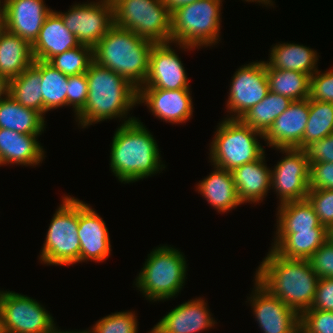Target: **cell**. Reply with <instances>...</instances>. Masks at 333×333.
I'll use <instances>...</instances> for the list:
<instances>
[{"label":"cell","instance_id":"cell-1","mask_svg":"<svg viewBox=\"0 0 333 333\" xmlns=\"http://www.w3.org/2000/svg\"><path fill=\"white\" fill-rule=\"evenodd\" d=\"M111 143L110 169L121 183H134L165 169L158 143L139 120L120 124Z\"/></svg>","mask_w":333,"mask_h":333},{"label":"cell","instance_id":"cell-2","mask_svg":"<svg viewBox=\"0 0 333 333\" xmlns=\"http://www.w3.org/2000/svg\"><path fill=\"white\" fill-rule=\"evenodd\" d=\"M86 76L88 97L84 109L75 117L78 127L86 128L107 119L123 118V123L137 119L127 117L138 104V89L131 83L95 61L90 64Z\"/></svg>","mask_w":333,"mask_h":333},{"label":"cell","instance_id":"cell-3","mask_svg":"<svg viewBox=\"0 0 333 333\" xmlns=\"http://www.w3.org/2000/svg\"><path fill=\"white\" fill-rule=\"evenodd\" d=\"M254 276L273 296L299 315L311 308L318 276L309 260L286 259L270 248Z\"/></svg>","mask_w":333,"mask_h":333},{"label":"cell","instance_id":"cell-4","mask_svg":"<svg viewBox=\"0 0 333 333\" xmlns=\"http://www.w3.org/2000/svg\"><path fill=\"white\" fill-rule=\"evenodd\" d=\"M154 44L130 30L113 25L93 48V58L98 65L118 73L139 89L147 78Z\"/></svg>","mask_w":333,"mask_h":333},{"label":"cell","instance_id":"cell-5","mask_svg":"<svg viewBox=\"0 0 333 333\" xmlns=\"http://www.w3.org/2000/svg\"><path fill=\"white\" fill-rule=\"evenodd\" d=\"M222 2L198 0L172 10L171 42L184 51L217 45L221 33Z\"/></svg>","mask_w":333,"mask_h":333},{"label":"cell","instance_id":"cell-6","mask_svg":"<svg viewBox=\"0 0 333 333\" xmlns=\"http://www.w3.org/2000/svg\"><path fill=\"white\" fill-rule=\"evenodd\" d=\"M135 286L148 301H166L181 292L187 279V261L179 249L161 245L145 259Z\"/></svg>","mask_w":333,"mask_h":333},{"label":"cell","instance_id":"cell-7","mask_svg":"<svg viewBox=\"0 0 333 333\" xmlns=\"http://www.w3.org/2000/svg\"><path fill=\"white\" fill-rule=\"evenodd\" d=\"M214 133L209 146V162L215 167L233 171L258 160L265 153L258 140V137L264 139V134L251 129L240 119L224 118Z\"/></svg>","mask_w":333,"mask_h":333},{"label":"cell","instance_id":"cell-8","mask_svg":"<svg viewBox=\"0 0 333 333\" xmlns=\"http://www.w3.org/2000/svg\"><path fill=\"white\" fill-rule=\"evenodd\" d=\"M64 196L51 219L40 251V262L46 265L70 266L80 263L79 199Z\"/></svg>","mask_w":333,"mask_h":333},{"label":"cell","instance_id":"cell-9","mask_svg":"<svg viewBox=\"0 0 333 333\" xmlns=\"http://www.w3.org/2000/svg\"><path fill=\"white\" fill-rule=\"evenodd\" d=\"M114 25L157 43L171 42V11L163 0H112Z\"/></svg>","mask_w":333,"mask_h":333},{"label":"cell","instance_id":"cell-10","mask_svg":"<svg viewBox=\"0 0 333 333\" xmlns=\"http://www.w3.org/2000/svg\"><path fill=\"white\" fill-rule=\"evenodd\" d=\"M0 323L2 333H49L56 323L36 299L0 290Z\"/></svg>","mask_w":333,"mask_h":333},{"label":"cell","instance_id":"cell-11","mask_svg":"<svg viewBox=\"0 0 333 333\" xmlns=\"http://www.w3.org/2000/svg\"><path fill=\"white\" fill-rule=\"evenodd\" d=\"M71 6L67 12H56L80 44L94 48L114 25L112 0L88 1Z\"/></svg>","mask_w":333,"mask_h":333},{"label":"cell","instance_id":"cell-12","mask_svg":"<svg viewBox=\"0 0 333 333\" xmlns=\"http://www.w3.org/2000/svg\"><path fill=\"white\" fill-rule=\"evenodd\" d=\"M275 150L285 153V157L271 169V188L277 193L278 205L306 199L310 172L306 152L298 148H275Z\"/></svg>","mask_w":333,"mask_h":333},{"label":"cell","instance_id":"cell-13","mask_svg":"<svg viewBox=\"0 0 333 333\" xmlns=\"http://www.w3.org/2000/svg\"><path fill=\"white\" fill-rule=\"evenodd\" d=\"M230 82L226 103L228 119H240L269 92L265 61L244 64L236 70Z\"/></svg>","mask_w":333,"mask_h":333},{"label":"cell","instance_id":"cell-14","mask_svg":"<svg viewBox=\"0 0 333 333\" xmlns=\"http://www.w3.org/2000/svg\"><path fill=\"white\" fill-rule=\"evenodd\" d=\"M248 299L263 333H299L300 315L273 296L256 279Z\"/></svg>","mask_w":333,"mask_h":333},{"label":"cell","instance_id":"cell-15","mask_svg":"<svg viewBox=\"0 0 333 333\" xmlns=\"http://www.w3.org/2000/svg\"><path fill=\"white\" fill-rule=\"evenodd\" d=\"M171 44H154L149 57L148 75L139 89H190L185 67Z\"/></svg>","mask_w":333,"mask_h":333},{"label":"cell","instance_id":"cell-16","mask_svg":"<svg viewBox=\"0 0 333 333\" xmlns=\"http://www.w3.org/2000/svg\"><path fill=\"white\" fill-rule=\"evenodd\" d=\"M51 11L44 0H4L2 26L32 45Z\"/></svg>","mask_w":333,"mask_h":333},{"label":"cell","instance_id":"cell-17","mask_svg":"<svg viewBox=\"0 0 333 333\" xmlns=\"http://www.w3.org/2000/svg\"><path fill=\"white\" fill-rule=\"evenodd\" d=\"M190 89H138V104L144 103L154 117L171 124L185 123L193 116Z\"/></svg>","mask_w":333,"mask_h":333},{"label":"cell","instance_id":"cell-18","mask_svg":"<svg viewBox=\"0 0 333 333\" xmlns=\"http://www.w3.org/2000/svg\"><path fill=\"white\" fill-rule=\"evenodd\" d=\"M80 262H103L111 255L109 231L94 208L79 200Z\"/></svg>","mask_w":333,"mask_h":333},{"label":"cell","instance_id":"cell-19","mask_svg":"<svg viewBox=\"0 0 333 333\" xmlns=\"http://www.w3.org/2000/svg\"><path fill=\"white\" fill-rule=\"evenodd\" d=\"M205 299L189 300L171 309L148 333H199L217 324Z\"/></svg>","mask_w":333,"mask_h":333},{"label":"cell","instance_id":"cell-20","mask_svg":"<svg viewBox=\"0 0 333 333\" xmlns=\"http://www.w3.org/2000/svg\"><path fill=\"white\" fill-rule=\"evenodd\" d=\"M309 117V98L293 101L264 134L268 147L297 148L302 140Z\"/></svg>","mask_w":333,"mask_h":333},{"label":"cell","instance_id":"cell-21","mask_svg":"<svg viewBox=\"0 0 333 333\" xmlns=\"http://www.w3.org/2000/svg\"><path fill=\"white\" fill-rule=\"evenodd\" d=\"M79 45L76 36L67 29L61 16L52 10L32 44L33 57L34 60L48 62L52 57Z\"/></svg>","mask_w":333,"mask_h":333},{"label":"cell","instance_id":"cell-22","mask_svg":"<svg viewBox=\"0 0 333 333\" xmlns=\"http://www.w3.org/2000/svg\"><path fill=\"white\" fill-rule=\"evenodd\" d=\"M41 134H21L0 128V157L3 165L36 166L45 159L38 141Z\"/></svg>","mask_w":333,"mask_h":333},{"label":"cell","instance_id":"cell-23","mask_svg":"<svg viewBox=\"0 0 333 333\" xmlns=\"http://www.w3.org/2000/svg\"><path fill=\"white\" fill-rule=\"evenodd\" d=\"M265 155L231 171L242 204H259L271 190V168L265 163Z\"/></svg>","mask_w":333,"mask_h":333},{"label":"cell","instance_id":"cell-24","mask_svg":"<svg viewBox=\"0 0 333 333\" xmlns=\"http://www.w3.org/2000/svg\"><path fill=\"white\" fill-rule=\"evenodd\" d=\"M213 171L196 184V190L219 213L241 205L231 171L213 166Z\"/></svg>","mask_w":333,"mask_h":333},{"label":"cell","instance_id":"cell-25","mask_svg":"<svg viewBox=\"0 0 333 333\" xmlns=\"http://www.w3.org/2000/svg\"><path fill=\"white\" fill-rule=\"evenodd\" d=\"M327 228L298 233H275L271 249L286 259L308 260L327 240Z\"/></svg>","mask_w":333,"mask_h":333},{"label":"cell","instance_id":"cell-26","mask_svg":"<svg viewBox=\"0 0 333 333\" xmlns=\"http://www.w3.org/2000/svg\"><path fill=\"white\" fill-rule=\"evenodd\" d=\"M275 45V46H274ZM270 48L266 68L299 71L312 76L318 69V53L303 44L279 43Z\"/></svg>","mask_w":333,"mask_h":333},{"label":"cell","instance_id":"cell-27","mask_svg":"<svg viewBox=\"0 0 333 333\" xmlns=\"http://www.w3.org/2000/svg\"><path fill=\"white\" fill-rule=\"evenodd\" d=\"M33 63L32 45L2 27L0 30V75L10 81Z\"/></svg>","mask_w":333,"mask_h":333},{"label":"cell","instance_id":"cell-28","mask_svg":"<svg viewBox=\"0 0 333 333\" xmlns=\"http://www.w3.org/2000/svg\"><path fill=\"white\" fill-rule=\"evenodd\" d=\"M45 118L37 111L26 108L8 96L0 101V128L21 134H42Z\"/></svg>","mask_w":333,"mask_h":333},{"label":"cell","instance_id":"cell-29","mask_svg":"<svg viewBox=\"0 0 333 333\" xmlns=\"http://www.w3.org/2000/svg\"><path fill=\"white\" fill-rule=\"evenodd\" d=\"M276 233H298L326 228L321 225L313 206L307 199L290 201L278 205Z\"/></svg>","mask_w":333,"mask_h":333},{"label":"cell","instance_id":"cell-30","mask_svg":"<svg viewBox=\"0 0 333 333\" xmlns=\"http://www.w3.org/2000/svg\"><path fill=\"white\" fill-rule=\"evenodd\" d=\"M41 81V60H34L19 76L10 80L9 96L42 115Z\"/></svg>","mask_w":333,"mask_h":333},{"label":"cell","instance_id":"cell-31","mask_svg":"<svg viewBox=\"0 0 333 333\" xmlns=\"http://www.w3.org/2000/svg\"><path fill=\"white\" fill-rule=\"evenodd\" d=\"M293 101L271 91L267 96L247 111L240 120L251 129L265 134L275 119L281 115Z\"/></svg>","mask_w":333,"mask_h":333},{"label":"cell","instance_id":"cell-32","mask_svg":"<svg viewBox=\"0 0 333 333\" xmlns=\"http://www.w3.org/2000/svg\"><path fill=\"white\" fill-rule=\"evenodd\" d=\"M269 91L286 96L292 101L309 98L310 75L299 71L266 68Z\"/></svg>","mask_w":333,"mask_h":333},{"label":"cell","instance_id":"cell-33","mask_svg":"<svg viewBox=\"0 0 333 333\" xmlns=\"http://www.w3.org/2000/svg\"><path fill=\"white\" fill-rule=\"evenodd\" d=\"M42 116L50 110L67 106L68 76L48 62L41 61Z\"/></svg>","mask_w":333,"mask_h":333},{"label":"cell","instance_id":"cell-34","mask_svg":"<svg viewBox=\"0 0 333 333\" xmlns=\"http://www.w3.org/2000/svg\"><path fill=\"white\" fill-rule=\"evenodd\" d=\"M333 133V103L309 99V117L303 140L297 147L304 149L313 141L321 140Z\"/></svg>","mask_w":333,"mask_h":333},{"label":"cell","instance_id":"cell-35","mask_svg":"<svg viewBox=\"0 0 333 333\" xmlns=\"http://www.w3.org/2000/svg\"><path fill=\"white\" fill-rule=\"evenodd\" d=\"M94 61L93 48L82 45L52 57L48 63L67 76L86 73Z\"/></svg>","mask_w":333,"mask_h":333},{"label":"cell","instance_id":"cell-36","mask_svg":"<svg viewBox=\"0 0 333 333\" xmlns=\"http://www.w3.org/2000/svg\"><path fill=\"white\" fill-rule=\"evenodd\" d=\"M135 311H121L99 319L89 333H138Z\"/></svg>","mask_w":333,"mask_h":333},{"label":"cell","instance_id":"cell-37","mask_svg":"<svg viewBox=\"0 0 333 333\" xmlns=\"http://www.w3.org/2000/svg\"><path fill=\"white\" fill-rule=\"evenodd\" d=\"M306 199L313 206L320 224L329 230L333 226V190H309Z\"/></svg>","mask_w":333,"mask_h":333},{"label":"cell","instance_id":"cell-38","mask_svg":"<svg viewBox=\"0 0 333 333\" xmlns=\"http://www.w3.org/2000/svg\"><path fill=\"white\" fill-rule=\"evenodd\" d=\"M300 329L304 333H333V311H304L300 315Z\"/></svg>","mask_w":333,"mask_h":333},{"label":"cell","instance_id":"cell-39","mask_svg":"<svg viewBox=\"0 0 333 333\" xmlns=\"http://www.w3.org/2000/svg\"><path fill=\"white\" fill-rule=\"evenodd\" d=\"M67 86V106H72L76 117L84 109L88 97L86 73L68 76Z\"/></svg>","mask_w":333,"mask_h":333},{"label":"cell","instance_id":"cell-40","mask_svg":"<svg viewBox=\"0 0 333 333\" xmlns=\"http://www.w3.org/2000/svg\"><path fill=\"white\" fill-rule=\"evenodd\" d=\"M309 99L333 103V69L317 70L311 76Z\"/></svg>","mask_w":333,"mask_h":333},{"label":"cell","instance_id":"cell-41","mask_svg":"<svg viewBox=\"0 0 333 333\" xmlns=\"http://www.w3.org/2000/svg\"><path fill=\"white\" fill-rule=\"evenodd\" d=\"M308 260L318 278H333V242L330 239Z\"/></svg>","mask_w":333,"mask_h":333},{"label":"cell","instance_id":"cell-42","mask_svg":"<svg viewBox=\"0 0 333 333\" xmlns=\"http://www.w3.org/2000/svg\"><path fill=\"white\" fill-rule=\"evenodd\" d=\"M333 190V163L320 162L310 164L309 190Z\"/></svg>","mask_w":333,"mask_h":333},{"label":"cell","instance_id":"cell-43","mask_svg":"<svg viewBox=\"0 0 333 333\" xmlns=\"http://www.w3.org/2000/svg\"><path fill=\"white\" fill-rule=\"evenodd\" d=\"M308 164L330 162L333 163V133L318 141H313L304 148Z\"/></svg>","mask_w":333,"mask_h":333},{"label":"cell","instance_id":"cell-44","mask_svg":"<svg viewBox=\"0 0 333 333\" xmlns=\"http://www.w3.org/2000/svg\"><path fill=\"white\" fill-rule=\"evenodd\" d=\"M312 309L333 311V278H318Z\"/></svg>","mask_w":333,"mask_h":333},{"label":"cell","instance_id":"cell-45","mask_svg":"<svg viewBox=\"0 0 333 333\" xmlns=\"http://www.w3.org/2000/svg\"><path fill=\"white\" fill-rule=\"evenodd\" d=\"M10 81L0 75V101L9 96Z\"/></svg>","mask_w":333,"mask_h":333},{"label":"cell","instance_id":"cell-46","mask_svg":"<svg viewBox=\"0 0 333 333\" xmlns=\"http://www.w3.org/2000/svg\"><path fill=\"white\" fill-rule=\"evenodd\" d=\"M163 1L168 6L169 10L172 11L177 7H181L183 5H187L189 3H193L198 0H163Z\"/></svg>","mask_w":333,"mask_h":333},{"label":"cell","instance_id":"cell-47","mask_svg":"<svg viewBox=\"0 0 333 333\" xmlns=\"http://www.w3.org/2000/svg\"><path fill=\"white\" fill-rule=\"evenodd\" d=\"M49 333H89V329L82 330V331H64V330H58L57 326Z\"/></svg>","mask_w":333,"mask_h":333},{"label":"cell","instance_id":"cell-48","mask_svg":"<svg viewBox=\"0 0 333 333\" xmlns=\"http://www.w3.org/2000/svg\"><path fill=\"white\" fill-rule=\"evenodd\" d=\"M246 2H256L259 4H262L263 6L265 5L267 7L268 6H273L274 2L273 0H245Z\"/></svg>","mask_w":333,"mask_h":333},{"label":"cell","instance_id":"cell-49","mask_svg":"<svg viewBox=\"0 0 333 333\" xmlns=\"http://www.w3.org/2000/svg\"><path fill=\"white\" fill-rule=\"evenodd\" d=\"M4 0H0V22L3 20Z\"/></svg>","mask_w":333,"mask_h":333},{"label":"cell","instance_id":"cell-50","mask_svg":"<svg viewBox=\"0 0 333 333\" xmlns=\"http://www.w3.org/2000/svg\"><path fill=\"white\" fill-rule=\"evenodd\" d=\"M329 239L333 242V226L329 229Z\"/></svg>","mask_w":333,"mask_h":333},{"label":"cell","instance_id":"cell-51","mask_svg":"<svg viewBox=\"0 0 333 333\" xmlns=\"http://www.w3.org/2000/svg\"><path fill=\"white\" fill-rule=\"evenodd\" d=\"M1 165H3V162H2V159H1V157H0V166H1Z\"/></svg>","mask_w":333,"mask_h":333}]
</instances>
